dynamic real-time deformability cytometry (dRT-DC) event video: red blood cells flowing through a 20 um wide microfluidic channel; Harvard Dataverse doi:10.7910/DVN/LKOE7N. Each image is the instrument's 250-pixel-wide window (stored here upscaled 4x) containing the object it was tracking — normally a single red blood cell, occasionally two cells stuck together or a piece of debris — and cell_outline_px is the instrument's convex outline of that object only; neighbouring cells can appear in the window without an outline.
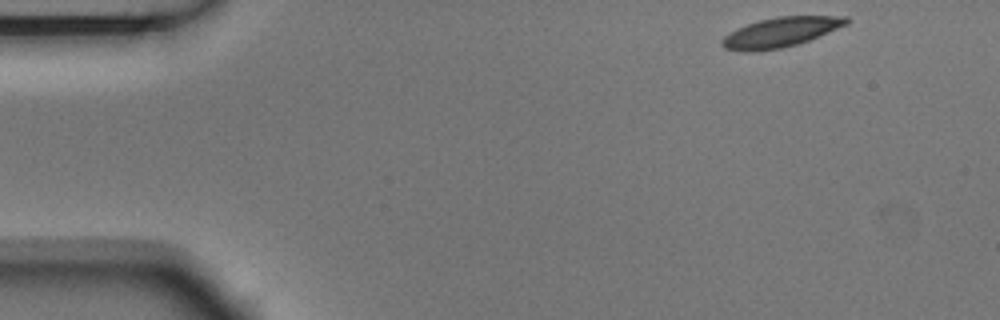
{"species": "Egyptian fruit bat (a non-hibernating species)", "species_latin": "Rousettus aegyptiacus", "temperature_condition": "room temperature", "stored_images_in_passage": 4, "camera_frame_rate_fps": 3000, "um_per_image_px": 0.085, "animal": {"sex": "male"}, "frame": {"image": 1, "passage_image": 1, "time_ms": 0.0, "image_size_px": [1000, 320], "cell_outline_px": [[852, 20], [848, 24], [808, 40], [796, 44], [780, 48], [760, 52], [740, 52], [724, 48], [720, 44], [720, 40], [724, 36], [736, 28], [760, 20], [776, 16], [848, 16]], "centroid_in_image_um": [66.32, 2.75], "position_along_channel_um": 18.7, "area_um2": 21.73}}
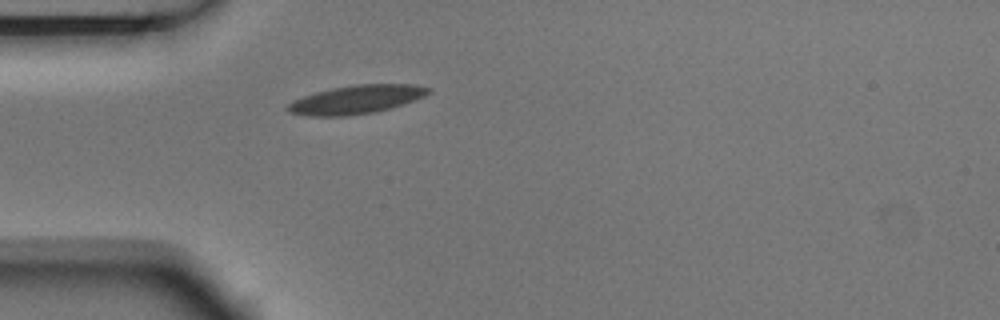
{"frame": {"image": 2, "passage_image": 4, "time_ms": 1.0, "image_size_px": [1000, 320], "cell_outline_px": [[432, 92], [424, 96], [376, 112], [344, 116], [308, 116], [288, 112], [284, 108], [292, 100], [316, 92], [332, 88], [356, 84], [412, 84], [432, 88]], "centroid_in_image_um": [30.24, 8.46], "position_along_channel_um": 54.8, "area_um2": 23.29}}